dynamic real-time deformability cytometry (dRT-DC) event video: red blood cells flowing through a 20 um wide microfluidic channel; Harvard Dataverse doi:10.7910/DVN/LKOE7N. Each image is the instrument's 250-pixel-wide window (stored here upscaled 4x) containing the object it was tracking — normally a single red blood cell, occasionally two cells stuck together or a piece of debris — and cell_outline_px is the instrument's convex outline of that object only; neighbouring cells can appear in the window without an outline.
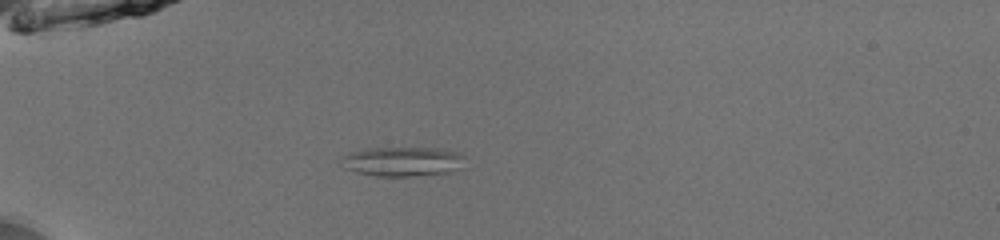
{"species": "common noctule bat (a hibernating species)", "species_latin": "Nyctalus noctula", "temperature_condition": "room temperature", "stored_images_in_passage": 38, "segment_of_instrument_passage": [1, 2], "camera_frame_rate_fps": 3000, "um_per_image_px": 0.085, "animal": {"sex": "male", "body_mass_g": 13.0, "forearm_length_mm": 53.1}, "frame": {"image": 1, "passage_image": 2, "time_ms": 0.333, "image_size_px": [1000, 240], "cell_outline_px": [[468, 168], [448, 172], [412, 176], [376, 176], [356, 172], [344, 168], [344, 156], [352, 152], [372, 148], [436, 148], [460, 152], [464, 156]], "centroid_in_image_um": [34.37, 13.73], "position_along_channel_um": 50.6, "area_um2": 21.33}}
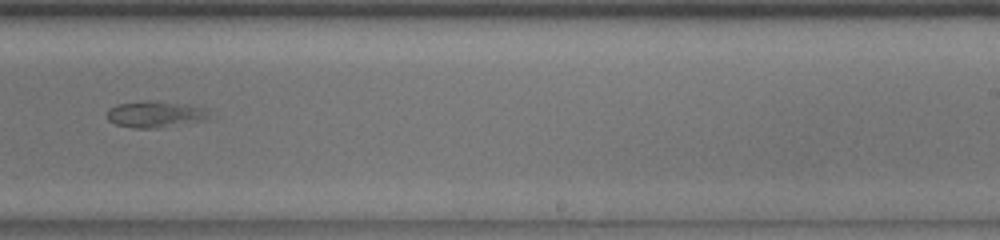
{"frame": {"image": 2, "passage_image": 21, "time_ms": 6.667, "image_size_px": [1000, 240], "cell_outline_px": [[212, 120], [160, 128], [132, 128], [116, 124], [108, 120], [104, 116], [108, 108], [116, 104], [144, 100], [192, 104], [208, 108]], "centroid_in_image_um": [13.27, 9.71], "position_along_channel_um": 275.7, "area_um2": 16.59}}
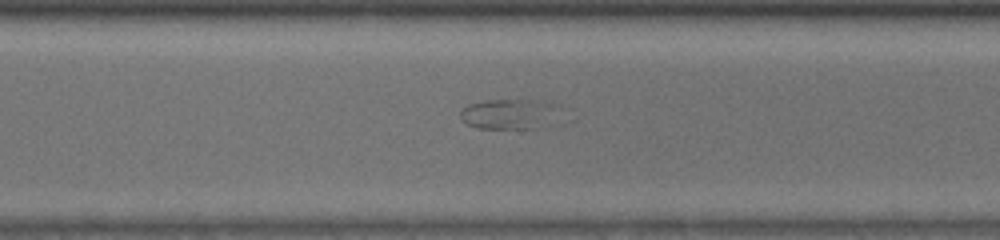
{"frame": {"image": 3, "passage_image": 25, "time_ms": 8.0, "image_size_px": [1000, 240], "cell_outline_px": [[536, 128], [476, 128], [464, 124], [460, 120], [460, 112], [468, 104], [484, 100], [532, 100]], "centroid_in_image_um": [42.44, 9.72], "position_along_channel_um": 328.2, "area_um2": 13.93}}